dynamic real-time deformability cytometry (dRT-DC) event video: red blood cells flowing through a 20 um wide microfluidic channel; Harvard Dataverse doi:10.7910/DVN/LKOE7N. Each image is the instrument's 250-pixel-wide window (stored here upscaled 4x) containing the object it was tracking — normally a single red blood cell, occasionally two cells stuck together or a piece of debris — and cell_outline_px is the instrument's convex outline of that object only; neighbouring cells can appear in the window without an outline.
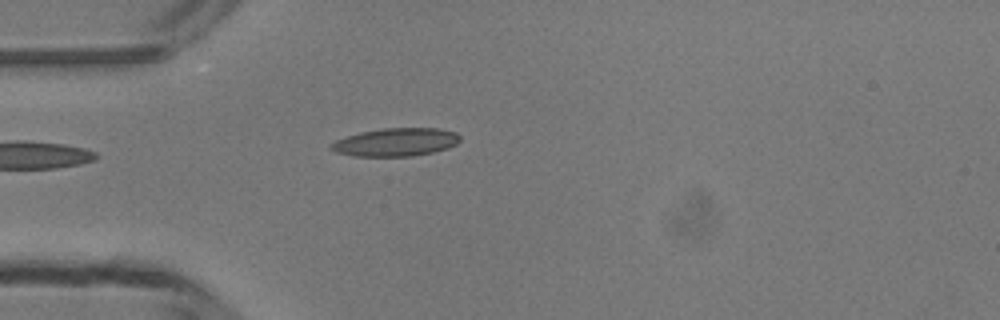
{"species": "common noctule bat (a hibernating species)", "species_latin": "Nyctalus noctula", "temperature_condition": "room temperature", "stored_images_in_passage": 29, "camera_frame_rate_fps": 3000, "um_per_image_px": 0.085, "animal": {"sex": "male", "body_mass_g": 13.3}, "frame": {"image": 1, "passage_image": 1, "time_ms": 0.0, "image_size_px": [1000, 320], "cell_outline_px": [[460, 140], [456, 144], [448, 148], [432, 152], [412, 156], [352, 156], [336, 152], [328, 148], [328, 144], [336, 140], [360, 132], [384, 128], [440, 128], [456, 132], [460, 136]], "centroid_in_image_um": [33.63, 12.08], "position_along_channel_um": 51.4, "area_um2": 21.21}}
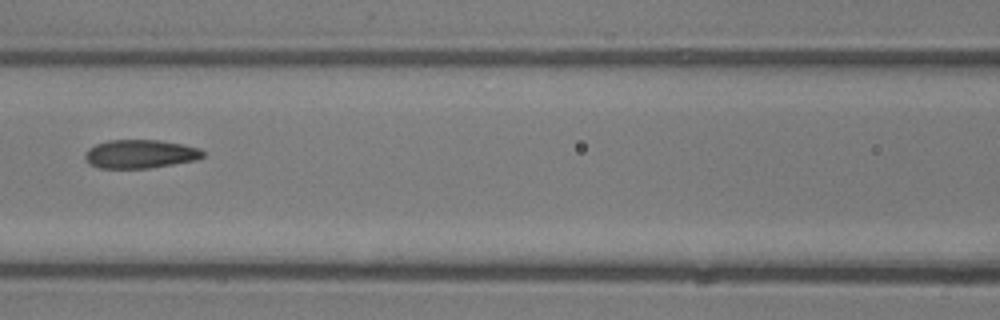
{"frame": {"image": 2, "passage_image": 9, "time_ms": 2.667, "image_size_px": [1000, 320], "cell_outline_px": [[204, 156], [196, 160], [148, 168], [100, 168], [88, 164], [84, 156], [88, 148], [96, 144], [108, 140], [160, 140], [184, 144], [200, 148], [204, 152]], "centroid_in_image_um": [11.91, 13.08], "position_along_channel_um": 154.7, "area_um2": 19.71}}
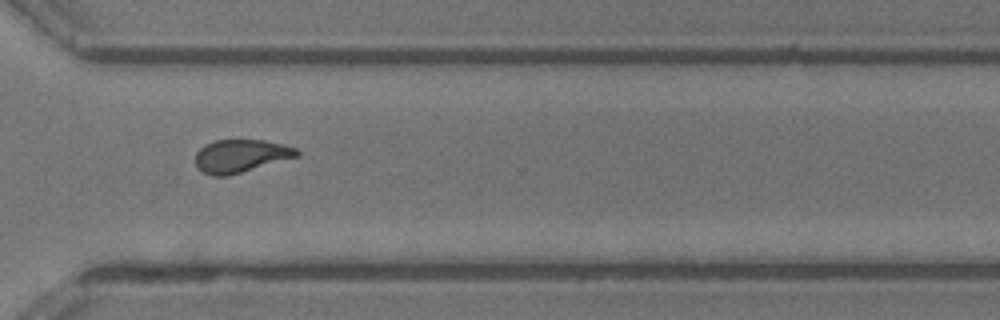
{"frame": {"image": 3, "passage_image": 23, "time_ms": 7.333, "image_size_px": [1000, 320], "cell_outline_px": [[300, 156], [228, 176], [212, 176], [196, 168], [196, 152], [204, 144], [216, 140], [264, 140], [284, 144], [296, 148], [300, 152]], "centroid_in_image_um": [20.48, 13.25], "position_along_channel_um": 350.1, "area_um2": 19.65}, "authors_computed_cell_mechanics": {"area_um2": 19.8832, "velocity_mm_per_s": 4.1979, "shape_relaxation_time_tau1_ms": 5.284, "shape_relaxation_time_tau2_ms": 1.3565, "deformation_change_tau1": 0.1896, "deformation_change_tau2": 0.0898}}